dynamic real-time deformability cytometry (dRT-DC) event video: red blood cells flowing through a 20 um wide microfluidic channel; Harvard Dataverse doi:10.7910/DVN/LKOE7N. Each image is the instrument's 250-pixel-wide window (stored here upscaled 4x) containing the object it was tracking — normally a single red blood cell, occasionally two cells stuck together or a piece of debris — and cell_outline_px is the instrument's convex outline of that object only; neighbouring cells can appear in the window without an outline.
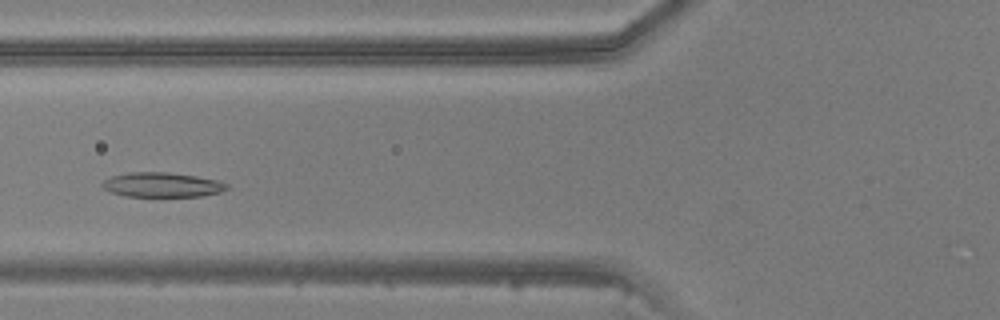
{"species": "common noctule bat (a hibernating species)", "species_latin": "Nyctalus noctula", "temperature_condition": "warm", "stored_images_in_passage": 42, "camera_frame_rate_fps": 3000, "um_per_image_px": 0.085, "animal": {"sex": "male", "body_mass_g": 20.5, "forearm_length_mm": 52.5}, "frame": {"image": 1, "passage_image": 13, "time_ms": 4.0, "image_size_px": [1000, 320], "cell_outline_px": [[228, 188], [220, 192], [200, 196], [124, 196], [112, 192], [104, 188], [100, 184], [104, 180], [112, 176], [128, 172], [164, 172], [196, 176], [216, 180], [228, 184]], "centroid_in_image_um": [13.75, 15.7], "position_along_channel_um": 112.0, "area_um2": 17.69}}
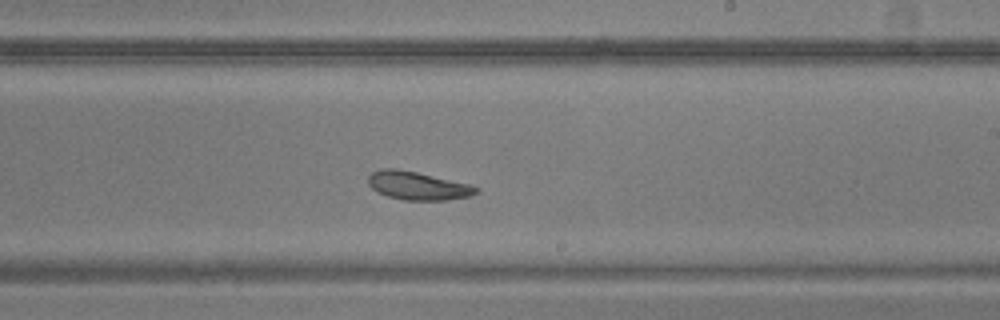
{"frame": {"image": 2, "passage_image": 23, "time_ms": 7.333, "image_size_px": [1000, 320], "cell_outline_px": [[480, 192], [468, 196], [444, 200], [404, 200], [388, 196], [376, 192], [368, 184], [368, 176], [372, 172], [380, 168], [396, 168], [416, 172], [468, 184], [480, 188]], "centroid_in_image_um": [35.47, 15.78], "position_along_channel_um": 253.5, "area_um2": 17.69}}
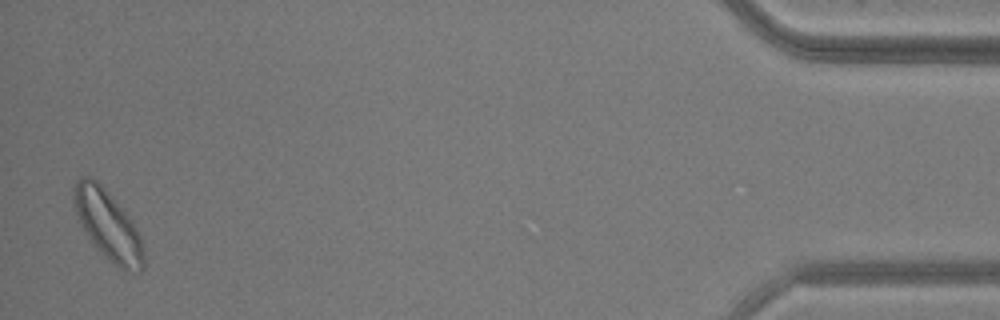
{"frame": {"image": 3, "passage_image": 41, "time_ms": 13.333, "image_size_px": [1000, 320], "cell_outline_px": [[144, 268], [140, 272], [120, 272], [96, 248], [76, 220], [72, 200], [72, 192], [76, 180], [80, 176], [92, 176], [108, 192], [132, 220], [140, 232], [144, 248]], "centroid_in_image_um": [9.17, 19.17], "position_along_channel_um": 426.0, "area_um2": 29.3}}